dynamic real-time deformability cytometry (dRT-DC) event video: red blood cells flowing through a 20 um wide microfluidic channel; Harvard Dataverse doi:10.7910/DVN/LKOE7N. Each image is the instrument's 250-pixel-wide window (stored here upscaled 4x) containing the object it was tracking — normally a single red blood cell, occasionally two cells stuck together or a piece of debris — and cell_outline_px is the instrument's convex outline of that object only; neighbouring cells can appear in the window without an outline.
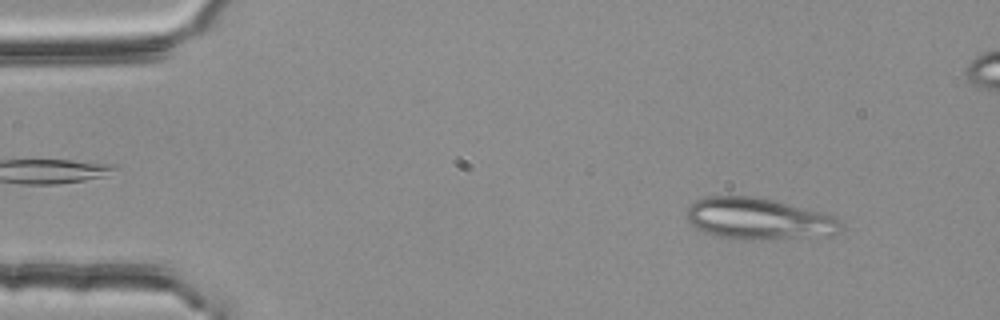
{"species": "common noctule bat (a hibernating species)", "species_latin": "Nyctalus noctula", "temperature_condition": "room temperature", "stored_images_in_passage": 53, "segment_of_instrument_passage": [1, 2], "camera_frame_rate_fps": 3000, "um_per_image_px": 0.085, "animal": {"sex": "female", "body_mass_g": 25.1}, "frame": {"image": 1, "passage_image": 5, "time_ms": 1.333, "image_size_px": [1000, 320], "cell_outline_px": [[844, 228], [800, 236], [744, 240], [716, 236], [696, 228], [684, 220], [684, 212], [696, 200], [708, 196], [756, 196], [828, 212], [836, 216], [844, 224]], "centroid_in_image_um": [64.37, 18.54], "position_along_channel_um": 20.6, "area_um2": 36.93}}